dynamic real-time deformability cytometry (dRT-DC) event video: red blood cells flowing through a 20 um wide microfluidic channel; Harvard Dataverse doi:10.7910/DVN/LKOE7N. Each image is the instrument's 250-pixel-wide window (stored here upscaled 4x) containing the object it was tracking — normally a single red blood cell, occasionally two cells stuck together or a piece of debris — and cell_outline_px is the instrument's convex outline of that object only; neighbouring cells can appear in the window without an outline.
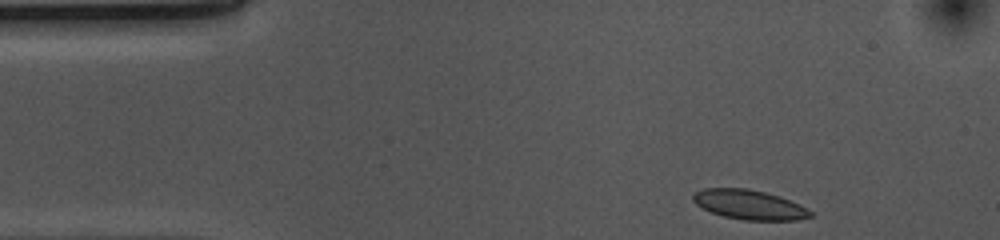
{"species": "common noctule bat (a hibernating species)", "species_latin": "Nyctalus noctula", "temperature_condition": "cold", "stored_images_in_passage": 37, "camera_frame_rate_fps": 3000, "um_per_image_px": 0.085, "animal": {"sex": "female", "body_mass_g": 10.0, "forearm_length_mm": 53.1}, "frame": {"image": 1, "passage_image": 1, "time_ms": 0.0, "image_size_px": [1000, 240], "cell_outline_px": [[812, 216], [796, 220], [744, 220], [724, 216], [712, 212], [696, 204], [692, 200], [692, 196], [696, 192], [704, 188], [748, 188], [780, 196], [812, 212]], "centroid_in_image_um": [63.65, 17.39], "position_along_channel_um": 21.3, "area_um2": 19.88}}
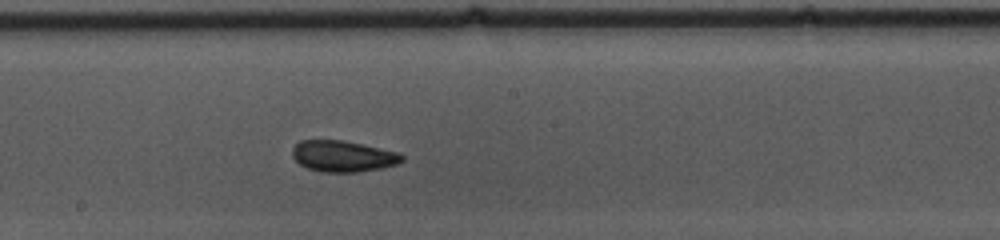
{"frame": {"image": 2, "passage_image": 22, "time_ms": 7.0, "image_size_px": [1000, 240], "cell_outline_px": [[404, 160], [396, 164], [380, 168], [356, 172], [320, 172], [308, 168], [300, 164], [292, 156], [292, 148], [300, 140], [344, 140], [400, 152], [404, 156]], "centroid_in_image_um": [29.16, 13.27], "position_along_channel_um": 219.0, "area_um2": 20.0}}
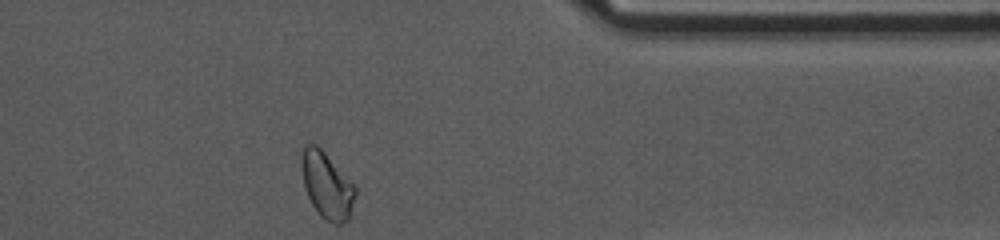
{"frame": {"image": 3, "passage_image": 37, "time_ms": 12.0, "image_size_px": [1000, 240], "cell_outline_px": [[356, 196], [348, 220], [344, 224], [336, 224], [324, 220], [320, 216], [312, 204], [304, 188], [300, 168], [300, 148], [304, 144], [316, 144], [356, 184]], "centroid_in_image_um": [27.77, 15.73], "position_along_channel_um": 383.6, "area_um2": 21.44}, "authors_computed_cell_mechanics": {"area_um2": 20.1722, "velocity_mm_per_s": 3.6842, "shape_relaxation_time_tau1_ms": 5.4108, "shape_relaxation_time_tau2_ms": 7.6403, "deformation_change_tau1": 0.087, "deformation_change_tau2": 0.0877}}